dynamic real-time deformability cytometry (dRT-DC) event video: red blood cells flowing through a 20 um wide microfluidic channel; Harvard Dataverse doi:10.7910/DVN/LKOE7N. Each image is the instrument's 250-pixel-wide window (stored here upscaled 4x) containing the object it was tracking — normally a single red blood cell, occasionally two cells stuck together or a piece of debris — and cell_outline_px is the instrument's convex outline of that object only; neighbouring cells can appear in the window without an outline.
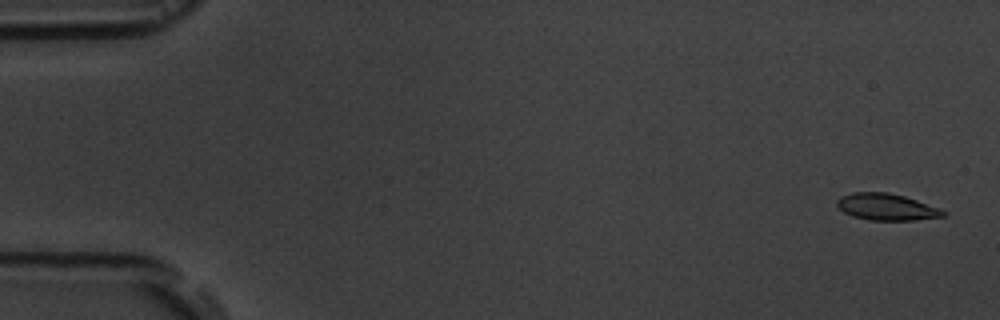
{"species": "common noctule bat (a hibernating species)", "species_latin": "Nyctalus noctula", "temperature_condition": "room temperature", "stored_images_in_passage": 4, "camera_frame_rate_fps": 3000, "um_per_image_px": 0.085, "animal": {"sex": "male", "body_mass_g": 19.5, "forearm_length_mm": 54.6}, "frame": {"image": 1, "passage_image": 1, "time_ms": 0.0, "image_size_px": [1000, 320], "cell_outline_px": [[948, 212], [944, 216], [912, 220], [868, 220], [852, 216], [844, 212], [836, 204], [836, 200], [840, 196], [852, 192], [888, 192], [904, 196], [940, 208]], "centroid_in_image_um": [75.34, 17.58], "position_along_channel_um": 9.7, "area_um2": 16.53}}